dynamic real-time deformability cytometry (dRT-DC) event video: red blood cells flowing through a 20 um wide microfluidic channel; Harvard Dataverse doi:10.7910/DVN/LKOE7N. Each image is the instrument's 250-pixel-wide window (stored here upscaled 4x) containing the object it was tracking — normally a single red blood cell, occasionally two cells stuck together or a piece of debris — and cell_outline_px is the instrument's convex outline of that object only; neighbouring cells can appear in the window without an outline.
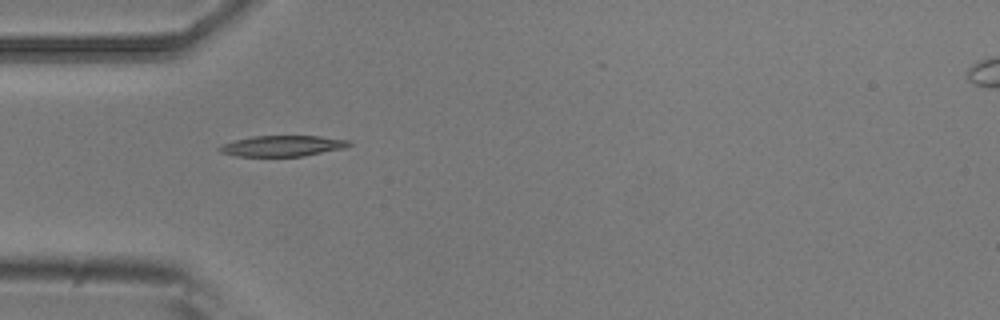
{"species": "common noctule bat (a hibernating species)", "species_latin": "Nyctalus noctula", "temperature_condition": "room temperature", "stored_images_in_passage": 7, "camera_frame_rate_fps": 3000, "um_per_image_px": 0.085, "animal": {"sex": "male", "body_mass_g": 20.5, "forearm_length_mm": 52.5}, "frame": {"image": 1, "passage_image": 1, "time_ms": 0.0, "image_size_px": [1000, 320], "cell_outline_px": [[352, 144], [344, 148], [304, 156], [236, 156], [220, 152], [216, 148], [224, 144], [236, 140], [252, 136], [320, 136], [352, 140]], "centroid_in_image_um": [24.05, 12.4], "position_along_channel_um": 61.0, "area_um2": 15.72}}
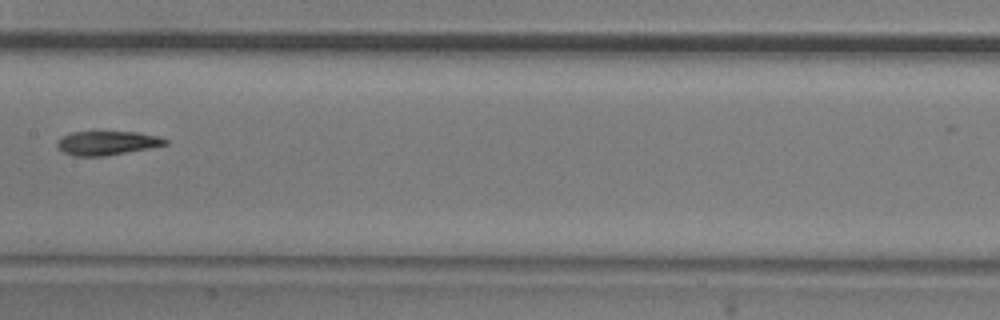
{"frame": {"image": 2, "passage_image": 4, "time_ms": 1.0, "image_size_px": [1000, 320], "cell_outline_px": [[168, 144], [148, 148], [104, 156], [76, 156], [64, 152], [56, 148], [56, 140], [72, 132], [140, 132], [160, 136], [168, 140]], "centroid_in_image_um": [9.09, 12.15], "position_along_channel_um": 198.3, "area_um2": 15.09}}
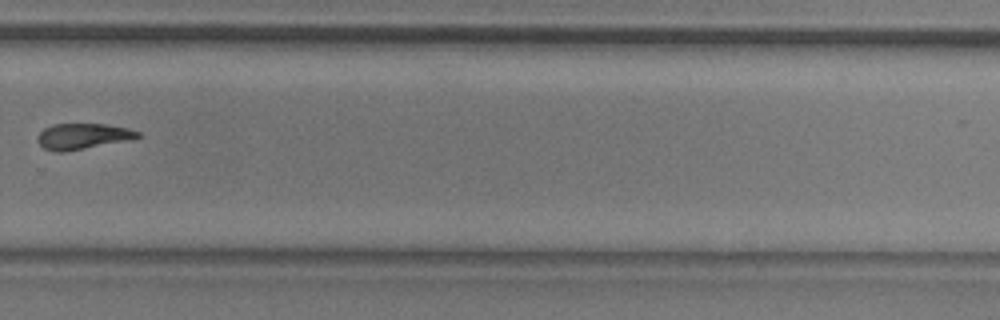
{"frame": {"image": 3, "passage_image": 7, "time_ms": 2.0, "image_size_px": [1000, 320], "cell_outline_px": [[140, 136], [64, 152], [56, 152], [44, 148], [36, 140], [36, 136], [44, 128], [52, 124], [104, 124], [128, 128], [140, 132]], "centroid_in_image_um": [6.92, 11.56], "position_along_channel_um": 322.9, "area_um2": 14.57}}